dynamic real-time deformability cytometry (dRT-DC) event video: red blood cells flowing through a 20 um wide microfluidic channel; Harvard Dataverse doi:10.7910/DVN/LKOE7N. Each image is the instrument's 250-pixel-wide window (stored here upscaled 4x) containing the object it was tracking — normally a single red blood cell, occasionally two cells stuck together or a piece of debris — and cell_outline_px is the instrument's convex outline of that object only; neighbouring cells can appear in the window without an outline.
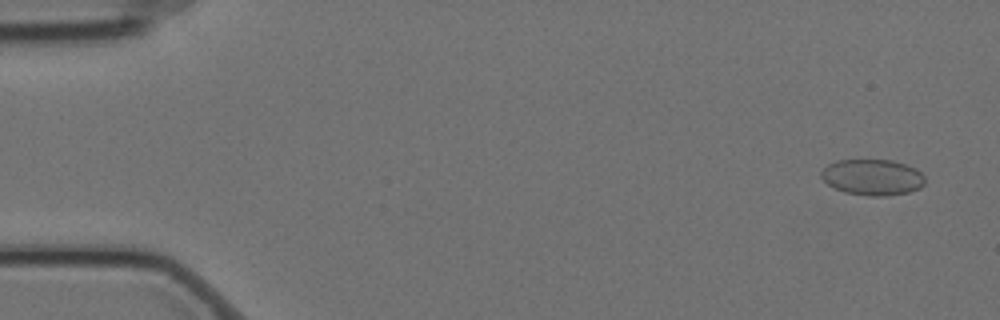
{"species": "Egyptian fruit bat (a non-hibernating species)", "species_latin": "Rousettus aegyptiacus", "temperature_condition": "cold", "stored_images_in_passage": 5, "camera_frame_rate_fps": 3000, "um_per_image_px": 0.085, "animal": {"sex": "female"}, "frame": {"image": 1, "passage_image": 1, "time_ms": 0.0, "image_size_px": [1000, 320], "cell_outline_px": [[924, 184], [920, 188], [908, 192], [884, 196], [868, 196], [844, 192], [832, 188], [820, 176], [820, 172], [828, 164], [836, 160], [892, 160], [916, 168], [924, 176]], "centroid_in_image_um": [74.14, 15.07], "position_along_channel_um": 10.9, "area_um2": 21.85}}
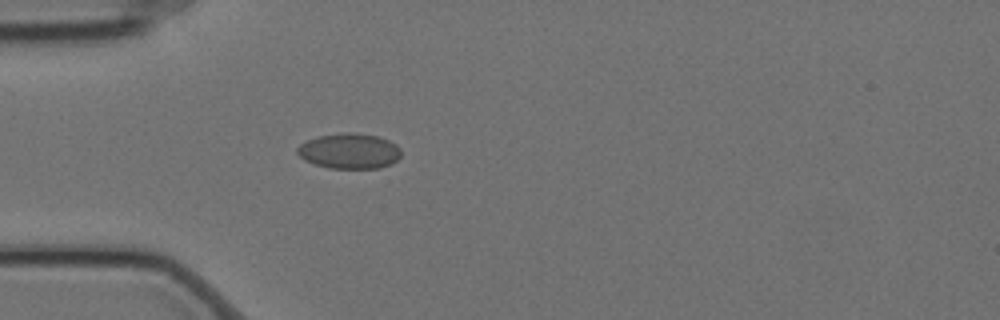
{"frame": {"image": 2, "passage_image": 5, "time_ms": 1.333, "image_size_px": [1000, 320], "cell_outline_px": [[400, 156], [392, 164], [380, 168], [328, 168], [304, 160], [296, 152], [296, 148], [300, 144], [316, 136], [376, 136], [388, 140], [396, 144], [400, 148]], "centroid_in_image_um": [29.69, 12.9], "position_along_channel_um": 55.3, "area_um2": 20.46}}